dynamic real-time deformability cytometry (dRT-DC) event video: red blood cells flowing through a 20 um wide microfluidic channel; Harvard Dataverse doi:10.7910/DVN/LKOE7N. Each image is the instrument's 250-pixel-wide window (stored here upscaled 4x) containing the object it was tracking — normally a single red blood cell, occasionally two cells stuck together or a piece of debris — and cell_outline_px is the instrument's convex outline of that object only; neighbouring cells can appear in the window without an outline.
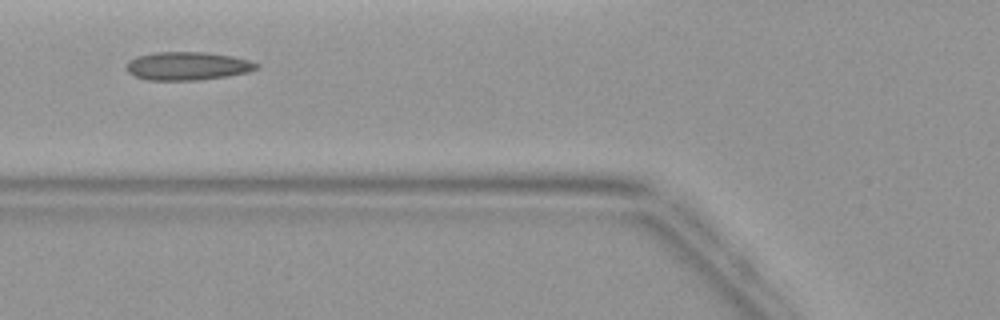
{"species": "common noctule bat (a hibernating species)", "species_latin": "Nyctalus noctula", "temperature_condition": "warm", "stored_images_in_passage": 5, "camera_frame_rate_fps": 3000, "um_per_image_px": 0.085, "animal": {"sex": "female", "body_mass_g": 19.9}, "frame": {"image": 1, "passage_image": 5, "time_ms": 4.667, "image_size_px": [1000, 320], "cell_outline_px": [[260, 64], [256, 68], [248, 72], [228, 76], [196, 80], [148, 80], [136, 76], [128, 72], [128, 60], [136, 56], [156, 52], [208, 52], [232, 56], [248, 60]], "centroid_in_image_um": [15.94, 5.6], "position_along_channel_um": 109.9, "area_um2": 21.33}}